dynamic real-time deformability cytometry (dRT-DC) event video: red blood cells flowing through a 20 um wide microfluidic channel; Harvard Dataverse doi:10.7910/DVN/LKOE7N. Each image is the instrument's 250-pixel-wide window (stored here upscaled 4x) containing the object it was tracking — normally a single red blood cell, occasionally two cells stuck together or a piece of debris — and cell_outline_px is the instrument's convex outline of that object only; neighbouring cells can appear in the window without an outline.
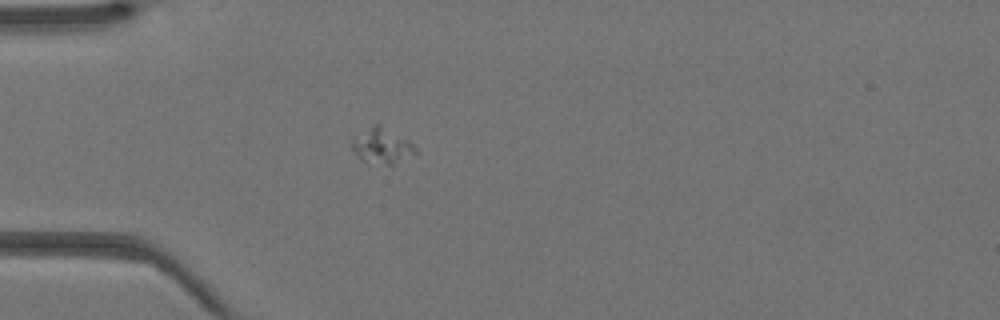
{"species": "Egyptian fruit bat (a non-hibernating species)", "species_latin": "Rousettus aegyptiacus", "temperature_condition": "warm", "stored_images_in_passage": 43, "camera_frame_rate_fps": 3000, "um_per_image_px": 0.085, "animal": {"sex": "female"}, "frame": {"image": 1, "passage_image": 13, "time_ms": 4.0, "image_size_px": [1000, 320], "cell_outline_px": [[420, 152], [392, 168], [360, 160], [352, 148], [352, 140], [376, 124], [380, 124], [408, 140]], "centroid_in_image_um": [32.56, 12.5], "position_along_channel_um": 52.4, "area_um2": 13.35}}
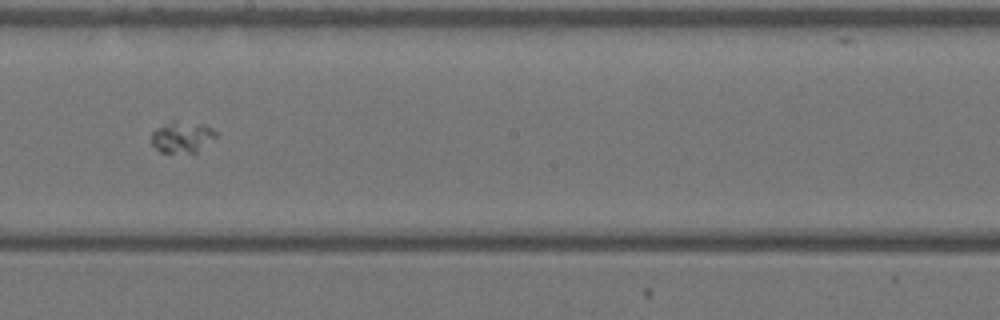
{"frame": {"image": 2, "passage_image": 25, "time_ms": 8.0, "image_size_px": [1000, 320], "cell_outline_px": [[216, 136], [196, 152], [160, 152], [152, 144], [152, 132], [156, 128], [172, 120], [176, 120], [204, 124], [212, 128], [216, 132]], "centroid_in_image_um": [15.46, 11.61], "position_along_channel_um": 232.7, "area_um2": 11.62}}
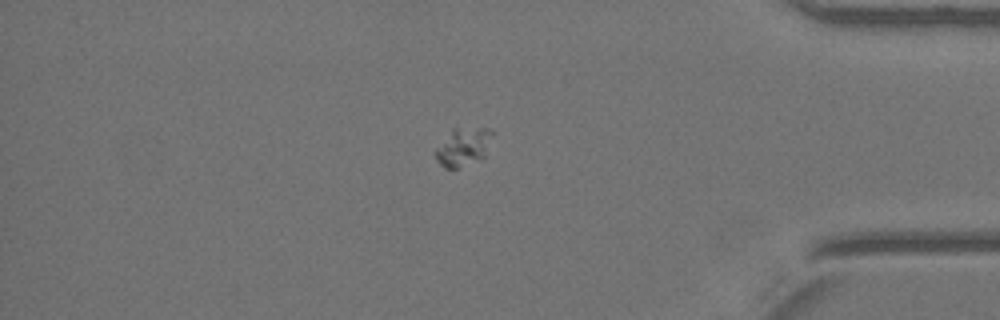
{"frame": {"image": 3, "passage_image": 37, "time_ms": 12.0, "image_size_px": [1000, 320], "cell_outline_px": [[492, 132], [484, 156], [456, 168], [444, 168], [436, 160], [436, 148], [452, 128], [488, 128]], "centroid_in_image_um": [39.32, 12.46], "position_along_channel_um": 395.9, "area_um2": 12.14}}